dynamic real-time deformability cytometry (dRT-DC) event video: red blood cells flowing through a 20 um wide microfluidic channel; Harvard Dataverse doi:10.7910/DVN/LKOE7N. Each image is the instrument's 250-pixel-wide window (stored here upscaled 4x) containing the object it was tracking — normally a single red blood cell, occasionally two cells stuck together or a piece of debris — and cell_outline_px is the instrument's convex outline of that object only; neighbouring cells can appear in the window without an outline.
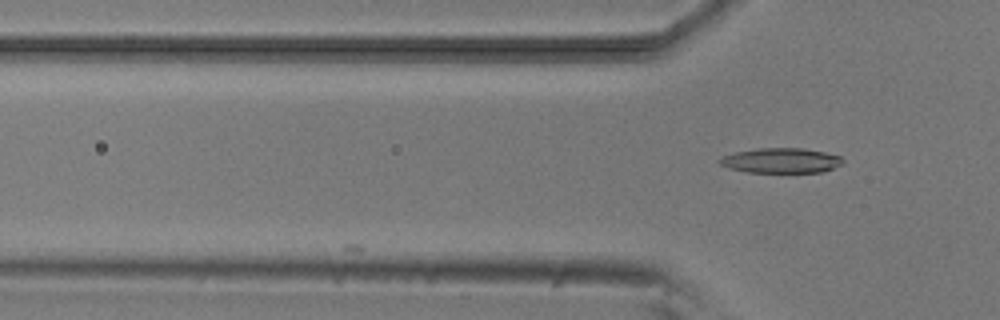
{"species": "common noctule bat (a hibernating species)", "species_latin": "Nyctalus noctula", "temperature_condition": "room temperature", "stored_images_in_passage": 5, "camera_frame_rate_fps": 3000, "um_per_image_px": 0.085, "animal": {"sex": "male", "body_mass_g": 20.5, "forearm_length_mm": 52.5}, "frame": {"image": 1, "passage_image": 5, "time_ms": 4.667, "image_size_px": [1000, 320], "cell_outline_px": [[844, 164], [824, 172], [748, 172], [728, 168], [720, 164], [716, 160], [724, 156], [736, 152], [756, 148], [804, 148], [824, 152], [840, 156], [844, 160]], "centroid_in_image_um": [66.41, 13.64], "position_along_channel_um": 59.4, "area_um2": 18.03}}